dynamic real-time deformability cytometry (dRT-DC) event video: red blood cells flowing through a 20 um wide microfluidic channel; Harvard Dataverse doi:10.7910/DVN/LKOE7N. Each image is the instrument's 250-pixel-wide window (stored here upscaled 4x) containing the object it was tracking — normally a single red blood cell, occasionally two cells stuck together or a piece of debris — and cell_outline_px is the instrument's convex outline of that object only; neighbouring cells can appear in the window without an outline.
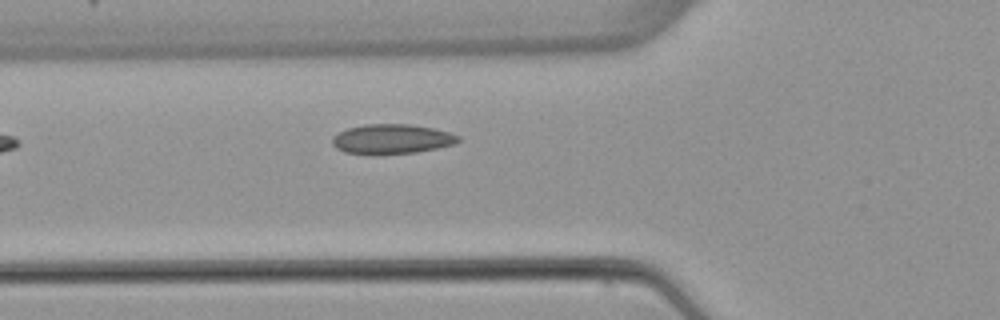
{"species": "common noctule bat (a hibernating species)", "species_latin": "Nyctalus noctula", "temperature_condition": "warm", "stored_images_in_passage": 5, "camera_frame_rate_fps": 3000, "um_per_image_px": 0.085, "animal": {"sex": "female", "body_mass_g": 22.7, "forearm_length_mm": 54.2}, "frame": {"image": 1, "passage_image": 5, "time_ms": 5.0, "image_size_px": [1000, 320], "cell_outline_px": [[460, 140], [452, 144], [436, 148], [416, 152], [380, 156], [368, 156], [344, 152], [336, 148], [332, 144], [332, 136], [348, 128], [364, 124], [408, 124], [432, 128], [448, 132], [460, 136]], "centroid_in_image_um": [33.23, 11.85], "position_along_channel_um": 92.6, "area_um2": 22.2}}